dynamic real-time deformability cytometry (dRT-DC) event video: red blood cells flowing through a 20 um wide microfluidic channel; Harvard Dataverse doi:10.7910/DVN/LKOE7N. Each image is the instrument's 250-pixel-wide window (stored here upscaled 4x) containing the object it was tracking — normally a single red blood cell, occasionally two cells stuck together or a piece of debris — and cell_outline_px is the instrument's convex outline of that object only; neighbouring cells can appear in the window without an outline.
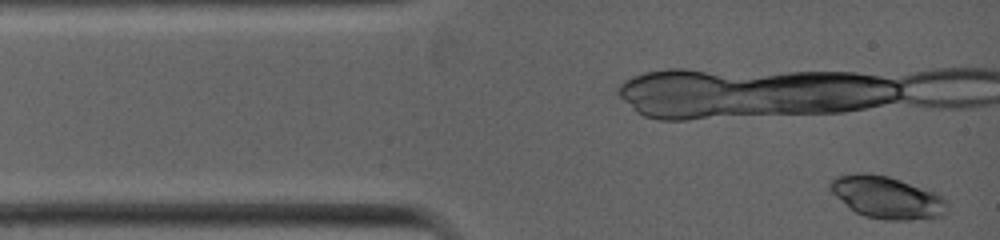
{"species": "common noctule bat (a hibernating species)", "species_latin": "Nyctalus noctula", "temperature_condition": "warm", "stored_images_in_passage": 30, "camera_frame_rate_fps": 5000, "um_per_image_px": 0.085, "animal": {"sex": "female", "body_mass_g": 19.0, "forearm_length_mm": 53.3}, "frame": {"image": 1, "passage_image": 1, "time_ms": 0.0, "image_size_px": [1000, 240], "cell_outline_px": [[948, 212], [944, 216], [912, 220], [888, 220], [864, 216], [856, 212], [836, 196], [828, 188], [828, 184], [836, 176], [856, 172], [864, 172], [888, 176], [936, 192], [944, 196], [948, 204]], "centroid_in_image_um": [75.43, 16.77], "position_along_channel_um": 9.6, "area_um2": 29.02}}
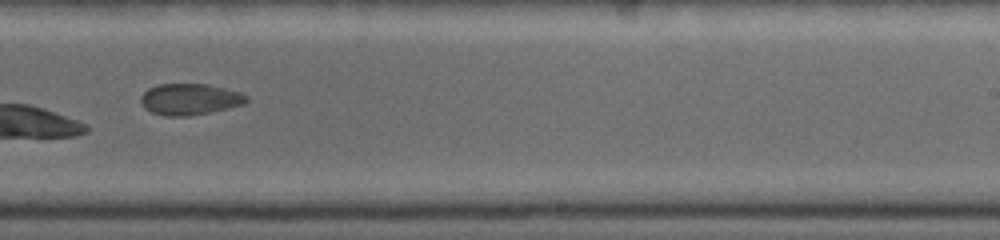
{"frame": {"image": 2, "passage_image": 18, "time_ms": 6.8, "image_size_px": [1000, 240], "cell_outline_px": [[248, 100], [244, 104], [228, 108], [188, 116], [164, 116], [152, 112], [144, 108], [140, 100], [140, 96], [148, 88], [160, 84], [208, 84], [240, 92], [248, 96]], "centroid_in_image_um": [16.12, 8.43], "position_along_channel_um": 272.9, "area_um2": 19.25}}
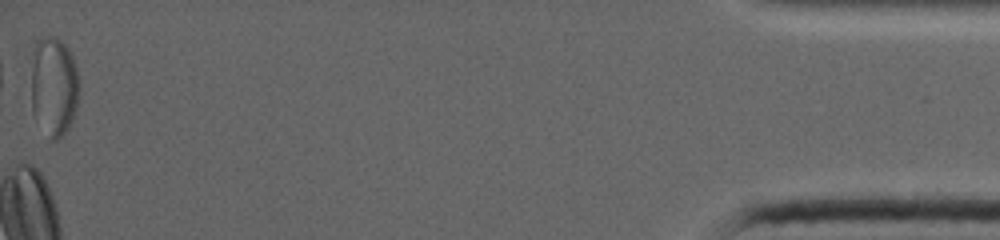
{"frame": {"image": 3, "passage_image": 30, "time_ms": 12.6, "image_size_px": [1000, 240], "cell_outline_px": [[80, 96], [72, 120], [68, 128], [56, 140], [52, 140], [32, 108], [32, 48], [36, 40], [48, 36], [52, 36], [60, 40], [68, 48], [72, 56], [80, 80]], "centroid_in_image_um": [4.61, 7.26], "position_along_channel_um": 430.6, "area_um2": 27.63}}